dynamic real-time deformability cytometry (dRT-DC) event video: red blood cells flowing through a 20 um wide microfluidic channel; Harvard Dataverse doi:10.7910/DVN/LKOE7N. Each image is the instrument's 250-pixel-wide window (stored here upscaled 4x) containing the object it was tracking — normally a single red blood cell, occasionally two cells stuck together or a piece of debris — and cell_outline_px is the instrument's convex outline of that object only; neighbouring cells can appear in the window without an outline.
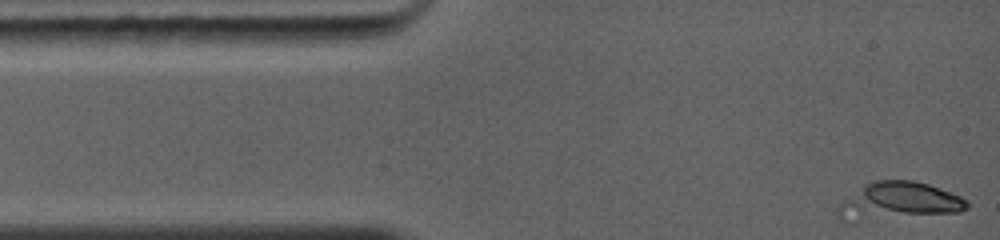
{"species": "common noctule bat (a hibernating species)", "species_latin": "Nyctalus noctula", "temperature_condition": "warm", "stored_images_in_passage": 32, "camera_frame_rate_fps": 5000, "um_per_image_px": 0.085, "animal": {"sex": "female", "body_mass_g": 19.0, "forearm_length_mm": 56.7}, "frame": {"image": 1, "passage_image": 1, "time_ms": 0.0, "image_size_px": [1000, 240], "cell_outline_px": [[968, 208], [960, 212], [856, 224], [848, 224], [840, 220], [836, 216], [836, 208], [840, 204], [864, 184], [876, 180], [912, 180], [928, 184], [960, 196], [968, 200]], "centroid_in_image_um": [76.3, 17.17], "position_along_channel_um": 8.7, "area_um2": 29.42}}
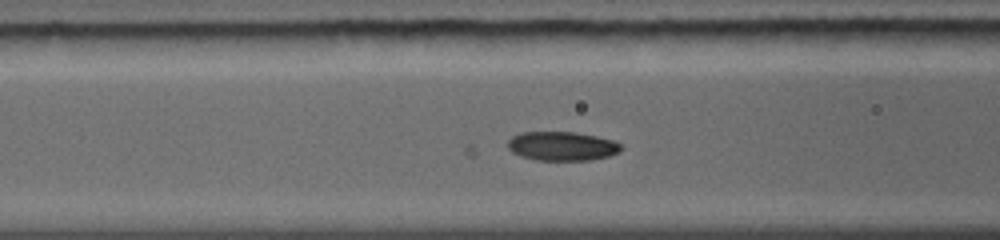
{"frame": {"image": 2, "passage_image": 14, "time_ms": 4.2, "image_size_px": [1000, 240], "cell_outline_px": [[624, 148], [620, 152], [608, 156], [588, 160], [536, 160], [520, 156], [512, 152], [508, 148], [508, 140], [512, 136], [520, 132], [576, 132], [596, 136], [612, 140], [620, 144]], "centroid_in_image_um": [47.76, 12.42], "position_along_channel_um": 118.8, "area_um2": 19.25}}
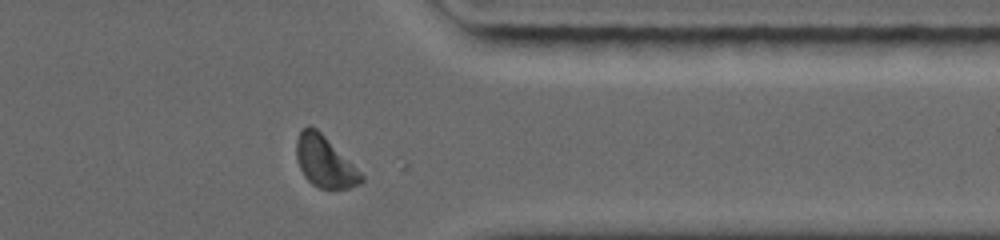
{"frame": {"image": 3, "passage_image": 28, "time_ms": 10.4, "image_size_px": [1000, 240], "cell_outline_px": [[364, 180], [360, 184], [348, 188], [320, 188], [312, 184], [304, 176], [296, 160], [296, 140], [300, 132], [308, 124], [316, 128], [364, 176]], "centroid_in_image_um": [27.57, 13.75], "position_along_channel_um": 383.8, "area_um2": 18.96}, "authors_computed_cell_mechanics": {"area_um2": 19.9121, "velocity_mm_per_s": 4.365, "shape_relaxation_time_tau1_ms": 3.1945, "shape_relaxation_time_tau2_ms": null, "deformation_change_tau1": 0.1642, "deformation_change_tau2": null}}